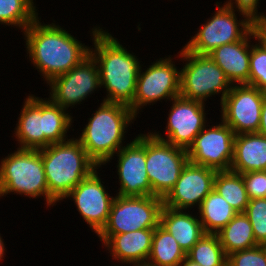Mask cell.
<instances>
[{"label":"cell","instance_id":"17","mask_svg":"<svg viewBox=\"0 0 266 266\" xmlns=\"http://www.w3.org/2000/svg\"><path fill=\"white\" fill-rule=\"evenodd\" d=\"M98 174L95 169L65 197L72 198L79 214L96 234L106 225L115 198L107 193Z\"/></svg>","mask_w":266,"mask_h":266},{"label":"cell","instance_id":"31","mask_svg":"<svg viewBox=\"0 0 266 266\" xmlns=\"http://www.w3.org/2000/svg\"><path fill=\"white\" fill-rule=\"evenodd\" d=\"M227 266H266L264 245L236 251L228 255Z\"/></svg>","mask_w":266,"mask_h":266},{"label":"cell","instance_id":"37","mask_svg":"<svg viewBox=\"0 0 266 266\" xmlns=\"http://www.w3.org/2000/svg\"><path fill=\"white\" fill-rule=\"evenodd\" d=\"M132 266H154L153 264L149 262H140V263H132Z\"/></svg>","mask_w":266,"mask_h":266},{"label":"cell","instance_id":"6","mask_svg":"<svg viewBox=\"0 0 266 266\" xmlns=\"http://www.w3.org/2000/svg\"><path fill=\"white\" fill-rule=\"evenodd\" d=\"M43 197L49 206V191L40 150L17 148L0 161V197L9 194Z\"/></svg>","mask_w":266,"mask_h":266},{"label":"cell","instance_id":"9","mask_svg":"<svg viewBox=\"0 0 266 266\" xmlns=\"http://www.w3.org/2000/svg\"><path fill=\"white\" fill-rule=\"evenodd\" d=\"M163 199L157 196L115 195L106 225L98 234H123L160 224Z\"/></svg>","mask_w":266,"mask_h":266},{"label":"cell","instance_id":"7","mask_svg":"<svg viewBox=\"0 0 266 266\" xmlns=\"http://www.w3.org/2000/svg\"><path fill=\"white\" fill-rule=\"evenodd\" d=\"M178 57L186 62L180 69V96L205 103L212 95L222 93L221 103L232 84L209 55L195 54L183 46Z\"/></svg>","mask_w":266,"mask_h":266},{"label":"cell","instance_id":"12","mask_svg":"<svg viewBox=\"0 0 266 266\" xmlns=\"http://www.w3.org/2000/svg\"><path fill=\"white\" fill-rule=\"evenodd\" d=\"M220 120L218 125L207 124L195 137L187 150L191 163L217 171L230 170L236 134L230 126Z\"/></svg>","mask_w":266,"mask_h":266},{"label":"cell","instance_id":"15","mask_svg":"<svg viewBox=\"0 0 266 266\" xmlns=\"http://www.w3.org/2000/svg\"><path fill=\"white\" fill-rule=\"evenodd\" d=\"M166 123V137L158 131L151 132L156 138L164 140L171 145L188 150L195 137L206 126V103L185 99L182 96L175 97Z\"/></svg>","mask_w":266,"mask_h":266},{"label":"cell","instance_id":"27","mask_svg":"<svg viewBox=\"0 0 266 266\" xmlns=\"http://www.w3.org/2000/svg\"><path fill=\"white\" fill-rule=\"evenodd\" d=\"M34 0H0V24L24 31L38 18Z\"/></svg>","mask_w":266,"mask_h":266},{"label":"cell","instance_id":"35","mask_svg":"<svg viewBox=\"0 0 266 266\" xmlns=\"http://www.w3.org/2000/svg\"><path fill=\"white\" fill-rule=\"evenodd\" d=\"M178 266H202L191 259H189L187 256L183 259V261Z\"/></svg>","mask_w":266,"mask_h":266},{"label":"cell","instance_id":"21","mask_svg":"<svg viewBox=\"0 0 266 266\" xmlns=\"http://www.w3.org/2000/svg\"><path fill=\"white\" fill-rule=\"evenodd\" d=\"M230 170L241 174L266 170V136L258 133L235 135Z\"/></svg>","mask_w":266,"mask_h":266},{"label":"cell","instance_id":"29","mask_svg":"<svg viewBox=\"0 0 266 266\" xmlns=\"http://www.w3.org/2000/svg\"><path fill=\"white\" fill-rule=\"evenodd\" d=\"M256 44L251 45L249 85L266 92V34L256 27Z\"/></svg>","mask_w":266,"mask_h":266},{"label":"cell","instance_id":"22","mask_svg":"<svg viewBox=\"0 0 266 266\" xmlns=\"http://www.w3.org/2000/svg\"><path fill=\"white\" fill-rule=\"evenodd\" d=\"M160 225L175 238L185 254L205 234L197 215L194 216L189 211L176 210L164 205L160 214Z\"/></svg>","mask_w":266,"mask_h":266},{"label":"cell","instance_id":"33","mask_svg":"<svg viewBox=\"0 0 266 266\" xmlns=\"http://www.w3.org/2000/svg\"><path fill=\"white\" fill-rule=\"evenodd\" d=\"M249 200L266 198V170L241 174Z\"/></svg>","mask_w":266,"mask_h":266},{"label":"cell","instance_id":"18","mask_svg":"<svg viewBox=\"0 0 266 266\" xmlns=\"http://www.w3.org/2000/svg\"><path fill=\"white\" fill-rule=\"evenodd\" d=\"M216 173L213 168L188 161L173 189L163 199L164 206L176 210L199 208L203 199L214 189Z\"/></svg>","mask_w":266,"mask_h":266},{"label":"cell","instance_id":"5","mask_svg":"<svg viewBox=\"0 0 266 266\" xmlns=\"http://www.w3.org/2000/svg\"><path fill=\"white\" fill-rule=\"evenodd\" d=\"M136 118L129 106L103 101L88 118L77 140L89 157L102 167L123 147L126 130Z\"/></svg>","mask_w":266,"mask_h":266},{"label":"cell","instance_id":"23","mask_svg":"<svg viewBox=\"0 0 266 266\" xmlns=\"http://www.w3.org/2000/svg\"><path fill=\"white\" fill-rule=\"evenodd\" d=\"M198 212L205 233L211 234L218 233L237 214L235 209L214 189L203 199Z\"/></svg>","mask_w":266,"mask_h":266},{"label":"cell","instance_id":"13","mask_svg":"<svg viewBox=\"0 0 266 266\" xmlns=\"http://www.w3.org/2000/svg\"><path fill=\"white\" fill-rule=\"evenodd\" d=\"M49 98L62 108H73L101 89L99 69L89 55L69 72L53 78L49 83Z\"/></svg>","mask_w":266,"mask_h":266},{"label":"cell","instance_id":"30","mask_svg":"<svg viewBox=\"0 0 266 266\" xmlns=\"http://www.w3.org/2000/svg\"><path fill=\"white\" fill-rule=\"evenodd\" d=\"M244 214L250 220L255 241L258 245L266 244V198L249 200Z\"/></svg>","mask_w":266,"mask_h":266},{"label":"cell","instance_id":"10","mask_svg":"<svg viewBox=\"0 0 266 266\" xmlns=\"http://www.w3.org/2000/svg\"><path fill=\"white\" fill-rule=\"evenodd\" d=\"M222 2H216L217 10L205 24L200 26L197 34L185 44V48L199 55H208L214 49L242 40L255 26L245 17L237 20L236 11ZM244 18V19H243Z\"/></svg>","mask_w":266,"mask_h":266},{"label":"cell","instance_id":"28","mask_svg":"<svg viewBox=\"0 0 266 266\" xmlns=\"http://www.w3.org/2000/svg\"><path fill=\"white\" fill-rule=\"evenodd\" d=\"M186 256L202 266H227L228 256L217 234L205 233Z\"/></svg>","mask_w":266,"mask_h":266},{"label":"cell","instance_id":"11","mask_svg":"<svg viewBox=\"0 0 266 266\" xmlns=\"http://www.w3.org/2000/svg\"><path fill=\"white\" fill-rule=\"evenodd\" d=\"M172 60L170 56L159 58L146 70L143 69L145 72L142 71L143 65H141L136 93L133 102L129 105L136 117L139 115V110L147 104L153 105L161 99L170 101L180 96V69H177Z\"/></svg>","mask_w":266,"mask_h":266},{"label":"cell","instance_id":"24","mask_svg":"<svg viewBox=\"0 0 266 266\" xmlns=\"http://www.w3.org/2000/svg\"><path fill=\"white\" fill-rule=\"evenodd\" d=\"M226 255L258 246L252 225L244 213H237L234 218L216 233Z\"/></svg>","mask_w":266,"mask_h":266},{"label":"cell","instance_id":"38","mask_svg":"<svg viewBox=\"0 0 266 266\" xmlns=\"http://www.w3.org/2000/svg\"><path fill=\"white\" fill-rule=\"evenodd\" d=\"M262 31L266 34V25L262 28Z\"/></svg>","mask_w":266,"mask_h":266},{"label":"cell","instance_id":"34","mask_svg":"<svg viewBox=\"0 0 266 266\" xmlns=\"http://www.w3.org/2000/svg\"><path fill=\"white\" fill-rule=\"evenodd\" d=\"M258 134L266 136V92L264 93Z\"/></svg>","mask_w":266,"mask_h":266},{"label":"cell","instance_id":"14","mask_svg":"<svg viewBox=\"0 0 266 266\" xmlns=\"http://www.w3.org/2000/svg\"><path fill=\"white\" fill-rule=\"evenodd\" d=\"M264 93L247 84L231 86L220 104V116L236 135L258 132Z\"/></svg>","mask_w":266,"mask_h":266},{"label":"cell","instance_id":"36","mask_svg":"<svg viewBox=\"0 0 266 266\" xmlns=\"http://www.w3.org/2000/svg\"><path fill=\"white\" fill-rule=\"evenodd\" d=\"M1 235V234H0ZM4 239H2V236H0V261H2L3 260V258L5 257L4 255H5V245H4V241H3Z\"/></svg>","mask_w":266,"mask_h":266},{"label":"cell","instance_id":"26","mask_svg":"<svg viewBox=\"0 0 266 266\" xmlns=\"http://www.w3.org/2000/svg\"><path fill=\"white\" fill-rule=\"evenodd\" d=\"M216 190L237 213H244L249 198L241 173L231 170L217 171L214 178Z\"/></svg>","mask_w":266,"mask_h":266},{"label":"cell","instance_id":"2","mask_svg":"<svg viewBox=\"0 0 266 266\" xmlns=\"http://www.w3.org/2000/svg\"><path fill=\"white\" fill-rule=\"evenodd\" d=\"M91 32L94 49L90 48V55L98 65L101 87L107 92L102 101L129 106L136 93L139 59L100 26H94Z\"/></svg>","mask_w":266,"mask_h":266},{"label":"cell","instance_id":"20","mask_svg":"<svg viewBox=\"0 0 266 266\" xmlns=\"http://www.w3.org/2000/svg\"><path fill=\"white\" fill-rule=\"evenodd\" d=\"M256 39L254 27L242 40L224 44L211 53L209 57L223 70L232 85H249V61L251 39Z\"/></svg>","mask_w":266,"mask_h":266},{"label":"cell","instance_id":"3","mask_svg":"<svg viewBox=\"0 0 266 266\" xmlns=\"http://www.w3.org/2000/svg\"><path fill=\"white\" fill-rule=\"evenodd\" d=\"M19 116L13 135L18 139V148L39 150L68 140L73 117L50 98L27 96Z\"/></svg>","mask_w":266,"mask_h":266},{"label":"cell","instance_id":"1","mask_svg":"<svg viewBox=\"0 0 266 266\" xmlns=\"http://www.w3.org/2000/svg\"><path fill=\"white\" fill-rule=\"evenodd\" d=\"M32 22L24 31L29 61L41 73L46 84L69 72L90 55V47L56 23Z\"/></svg>","mask_w":266,"mask_h":266},{"label":"cell","instance_id":"32","mask_svg":"<svg viewBox=\"0 0 266 266\" xmlns=\"http://www.w3.org/2000/svg\"><path fill=\"white\" fill-rule=\"evenodd\" d=\"M223 5L235 11L237 9L239 15L245 17L255 27L262 29L266 25V15L263 12L258 13L257 10L259 0H228Z\"/></svg>","mask_w":266,"mask_h":266},{"label":"cell","instance_id":"25","mask_svg":"<svg viewBox=\"0 0 266 266\" xmlns=\"http://www.w3.org/2000/svg\"><path fill=\"white\" fill-rule=\"evenodd\" d=\"M186 254L175 238L160 224L155 228L147 262L154 266H178Z\"/></svg>","mask_w":266,"mask_h":266},{"label":"cell","instance_id":"16","mask_svg":"<svg viewBox=\"0 0 266 266\" xmlns=\"http://www.w3.org/2000/svg\"><path fill=\"white\" fill-rule=\"evenodd\" d=\"M120 196H151L146 171V133L138 134L116 153Z\"/></svg>","mask_w":266,"mask_h":266},{"label":"cell","instance_id":"4","mask_svg":"<svg viewBox=\"0 0 266 266\" xmlns=\"http://www.w3.org/2000/svg\"><path fill=\"white\" fill-rule=\"evenodd\" d=\"M39 150L49 191V207L64 201L84 178L100 168L75 137Z\"/></svg>","mask_w":266,"mask_h":266},{"label":"cell","instance_id":"19","mask_svg":"<svg viewBox=\"0 0 266 266\" xmlns=\"http://www.w3.org/2000/svg\"><path fill=\"white\" fill-rule=\"evenodd\" d=\"M154 230L155 228H148L123 234H97V236L113 260L132 265V263L147 262Z\"/></svg>","mask_w":266,"mask_h":266},{"label":"cell","instance_id":"8","mask_svg":"<svg viewBox=\"0 0 266 266\" xmlns=\"http://www.w3.org/2000/svg\"><path fill=\"white\" fill-rule=\"evenodd\" d=\"M187 150L146 134V171L151 195L164 199L173 189L188 163Z\"/></svg>","mask_w":266,"mask_h":266}]
</instances>
